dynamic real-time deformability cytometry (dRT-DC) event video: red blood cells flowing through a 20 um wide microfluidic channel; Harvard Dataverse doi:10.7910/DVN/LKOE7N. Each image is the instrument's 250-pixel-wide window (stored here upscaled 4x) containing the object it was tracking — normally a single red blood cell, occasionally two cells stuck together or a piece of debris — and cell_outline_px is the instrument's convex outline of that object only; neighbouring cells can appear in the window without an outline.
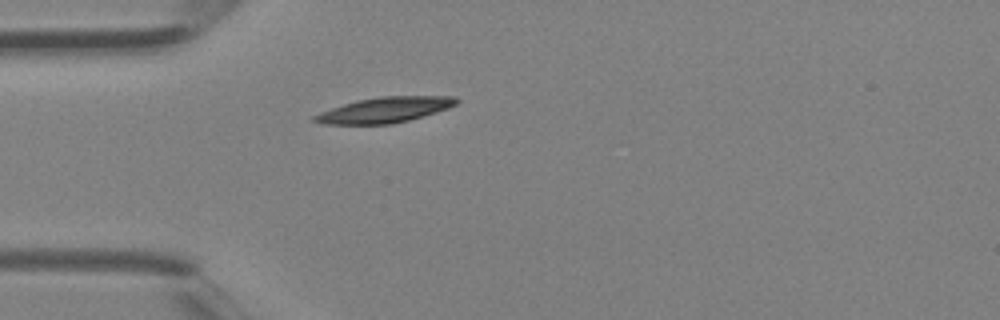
{"species": "Egyptian fruit bat (a non-hibernating species)", "species_latin": "Rousettus aegyptiacus", "temperature_condition": "room temperature", "stored_images_in_passage": 4, "camera_frame_rate_fps": 3000, "um_per_image_px": 0.085, "animal": {"sex": "female"}, "frame": {"image": 1, "passage_image": 4, "time_ms": 1.0, "image_size_px": [1000, 320], "cell_outline_px": [[460, 100], [456, 104], [448, 108], [408, 120], [392, 124], [324, 124], [312, 120], [312, 116], [320, 112], [344, 104], [360, 100], [380, 96], [456, 96]], "centroid_in_image_um": [32.71, 9.34], "position_along_channel_um": 52.3, "area_um2": 20.81}}